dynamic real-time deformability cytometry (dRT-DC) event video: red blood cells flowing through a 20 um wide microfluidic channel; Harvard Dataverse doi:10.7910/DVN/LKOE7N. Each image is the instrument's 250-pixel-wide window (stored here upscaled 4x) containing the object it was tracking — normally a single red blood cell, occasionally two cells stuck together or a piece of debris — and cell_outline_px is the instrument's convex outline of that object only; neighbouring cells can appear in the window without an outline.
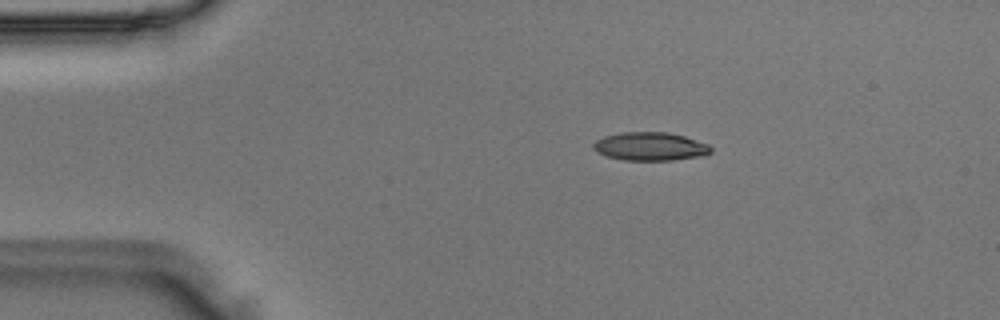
{"species": "Egyptian fruit bat (a non-hibernating species)", "species_latin": "Rousettus aegyptiacus", "temperature_condition": "room temperature", "stored_images_in_passage": 41, "camera_frame_rate_fps": 3000, "um_per_image_px": 0.085, "animal": {"sex": "male"}, "frame": {"image": 1, "passage_image": 1, "time_ms": 0.0, "image_size_px": [1000, 320], "cell_outline_px": [[712, 152], [704, 156], [672, 160], [624, 160], [604, 156], [596, 152], [592, 148], [592, 144], [596, 140], [604, 136], [620, 132], [668, 132], [684, 136], [708, 144], [712, 148]], "centroid_in_image_um": [55.25, 12.45], "position_along_channel_um": 29.8, "area_um2": 19.65}}
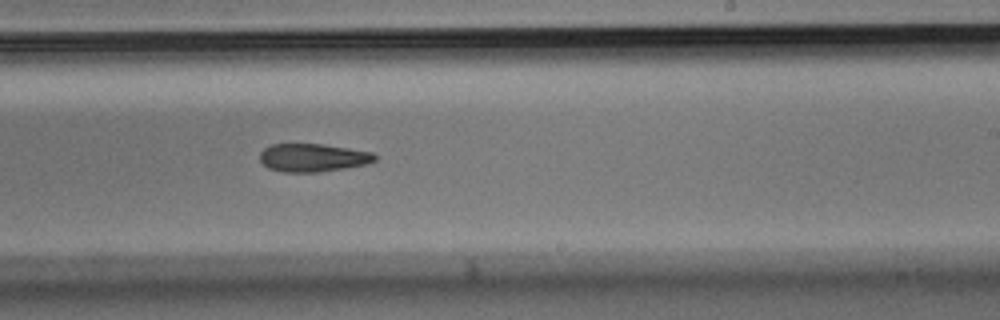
{"frame": {"image": 2, "passage_image": 22, "time_ms": 7.0, "image_size_px": [1000, 320], "cell_outline_px": [[376, 160], [368, 164], [320, 172], [284, 172], [268, 168], [260, 160], [260, 152], [264, 148], [272, 144], [320, 144], [348, 148], [372, 152], [376, 156]], "centroid_in_image_um": [26.59, 13.4], "position_along_channel_um": 262.4, "area_um2": 18.79}}
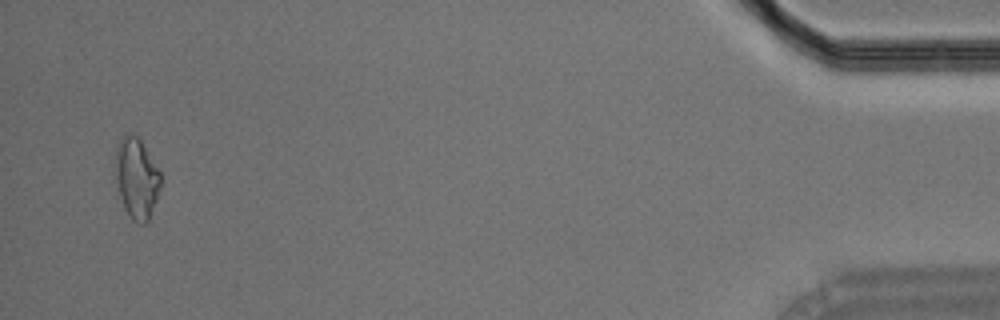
{"frame": {"image": 3, "passage_image": 40, "time_ms": 13.0, "image_size_px": [1000, 320], "cell_outline_px": [[160, 188], [156, 200], [148, 220], [144, 224], [140, 224], [132, 220], [128, 216], [124, 208], [120, 196], [116, 180], [116, 144], [124, 132], [140, 136], [160, 172]], "centroid_in_image_um": [11.6, 15.1], "position_along_channel_um": 423.6, "area_um2": 21.44}}